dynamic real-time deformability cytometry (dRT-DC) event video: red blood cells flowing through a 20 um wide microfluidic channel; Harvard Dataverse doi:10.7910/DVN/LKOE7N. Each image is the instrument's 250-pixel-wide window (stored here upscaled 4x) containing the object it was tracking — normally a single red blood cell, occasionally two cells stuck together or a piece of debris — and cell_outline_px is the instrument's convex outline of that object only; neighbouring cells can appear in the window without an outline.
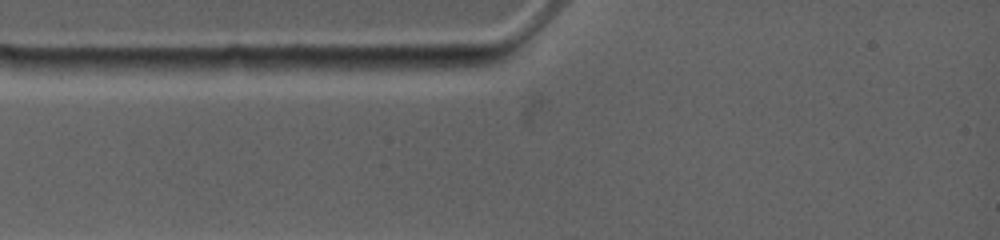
{"species": "common noctule bat (a hibernating species)", "species_latin": "Nyctalus noctula", "temperature_condition": "warm", "stored_images_in_passage": 1, "camera_frame_rate_fps": 4500, "um_per_image_px": 0.085, "animal": {"sex": "female", "body_mass_g": 19.0, "forearm_length_mm": 53.3}, "frame": {"image": 1, "passage_image": 1, "time_ms": 0.0, "image_size_px": [1000, 240], "cell_outline_px": [[260, 68], [212, 76], [184, 76], [152, 68], [144, 60], [228, 56], [244, 56]], "centroid_in_image_um": [17.28, 5.57], "position_along_channel_um": 67.7, "area_um2": 11.85}}